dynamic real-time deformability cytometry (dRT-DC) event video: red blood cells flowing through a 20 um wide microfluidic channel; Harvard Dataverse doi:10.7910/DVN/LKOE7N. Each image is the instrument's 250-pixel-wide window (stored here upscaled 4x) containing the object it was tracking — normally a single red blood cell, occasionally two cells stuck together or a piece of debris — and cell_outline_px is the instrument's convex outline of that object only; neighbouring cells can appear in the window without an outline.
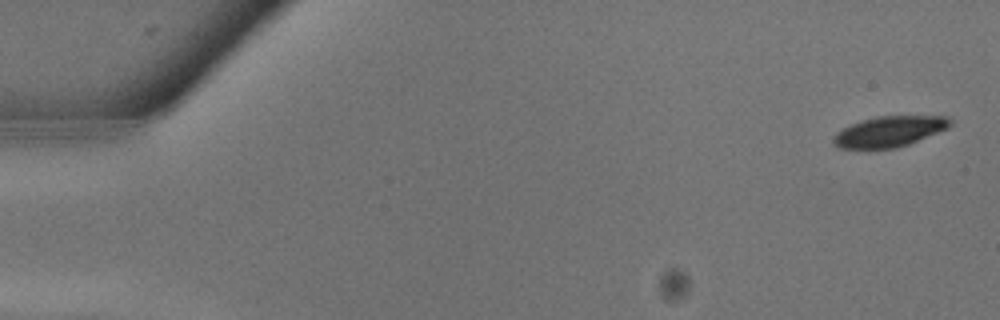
{"species": "common noctule bat (a hibernating species)", "species_latin": "Nyctalus noctula", "temperature_condition": "warm", "stored_images_in_passage": 12, "camera_frame_rate_fps": 3000, "um_per_image_px": 0.085, "animal": {"sex": "male", "body_mass_g": 13.3}, "frame": {"image": 1, "passage_image": 1, "time_ms": 0.0, "image_size_px": [1000, 320], "cell_outline_px": [[952, 124], [948, 128], [908, 144], [896, 148], [868, 152], [836, 148], [832, 140], [836, 132], [852, 124], [876, 116], [948, 116], [952, 120]], "centroid_in_image_um": [75.53, 11.23], "position_along_channel_um": 9.5, "area_um2": 21.5}}
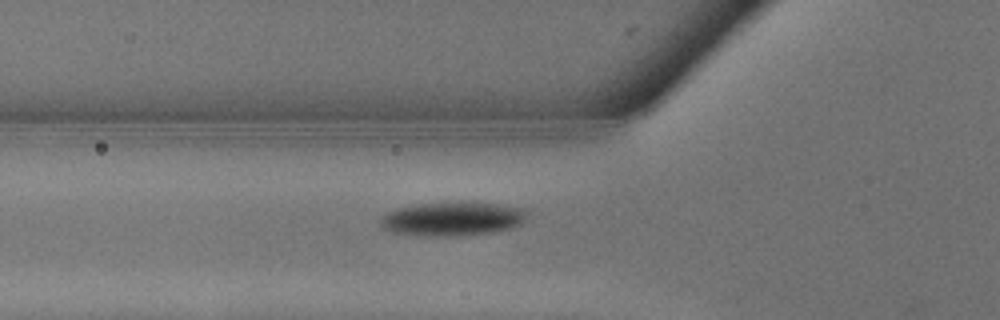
{"frame": {"image": 2, "passage_image": 10, "time_ms": 3.0, "image_size_px": [1000, 320], "cell_outline_px": [[528, 216], [520, 224], [512, 228], [492, 232], [456, 236], [424, 236], [392, 232], [380, 228], [380, 216], [396, 208], [420, 204], [464, 200], [500, 204], [520, 208], [528, 212]], "centroid_in_image_um": [38.44, 18.58], "position_along_channel_um": 87.4, "area_um2": 29.59}}